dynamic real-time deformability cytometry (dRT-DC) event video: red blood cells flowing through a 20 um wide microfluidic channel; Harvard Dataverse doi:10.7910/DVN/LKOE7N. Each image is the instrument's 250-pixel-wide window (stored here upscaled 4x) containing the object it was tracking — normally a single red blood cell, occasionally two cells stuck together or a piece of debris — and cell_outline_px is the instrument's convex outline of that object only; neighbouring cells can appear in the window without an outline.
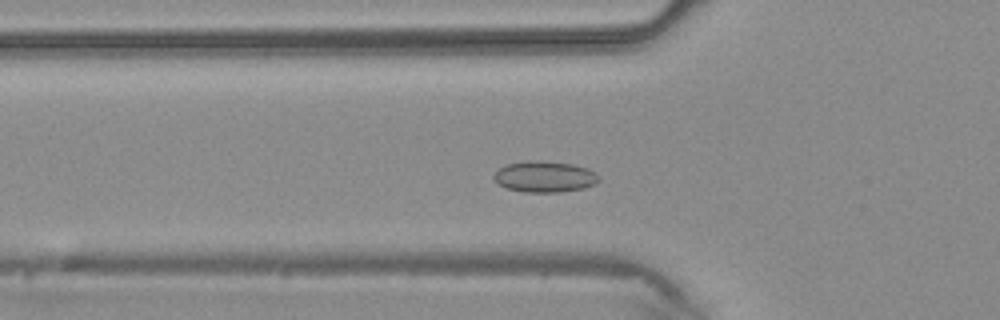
{"species": "common noctule bat (a hibernating species)", "species_latin": "Nyctalus noctula", "temperature_condition": "warm", "stored_images_in_passage": 39, "camera_frame_rate_fps": 3000, "um_per_image_px": 0.085, "animal": {"sex": "male", "body_mass_g": 20.4}, "frame": {"image": 1, "passage_image": 11, "time_ms": 3.333, "image_size_px": [1000, 320], "cell_outline_px": [[600, 180], [596, 184], [584, 188], [560, 192], [524, 192], [508, 188], [500, 184], [492, 176], [504, 164], [528, 160], [540, 160], [572, 164], [588, 168], [596, 172], [600, 176]], "centroid_in_image_um": [46.34, 15.01], "position_along_channel_um": 79.5, "area_um2": 19.19}}
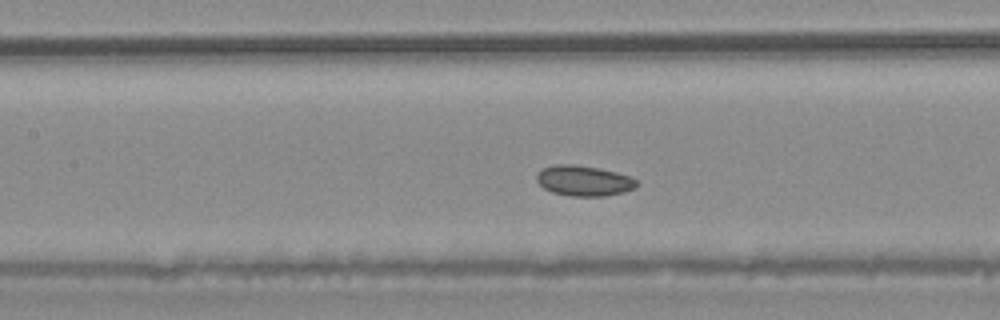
{"frame": {"image": 2, "passage_image": 16, "time_ms": 5.0, "image_size_px": [1000, 320], "cell_outline_px": [[636, 188], [624, 192], [604, 196], [572, 196], [552, 192], [544, 188], [536, 180], [536, 176], [544, 168], [556, 164], [576, 164], [600, 168], [616, 172], [628, 176], [636, 180]], "centroid_in_image_um": [49.63, 15.36], "position_along_channel_um": 157.8, "area_um2": 17.63}}
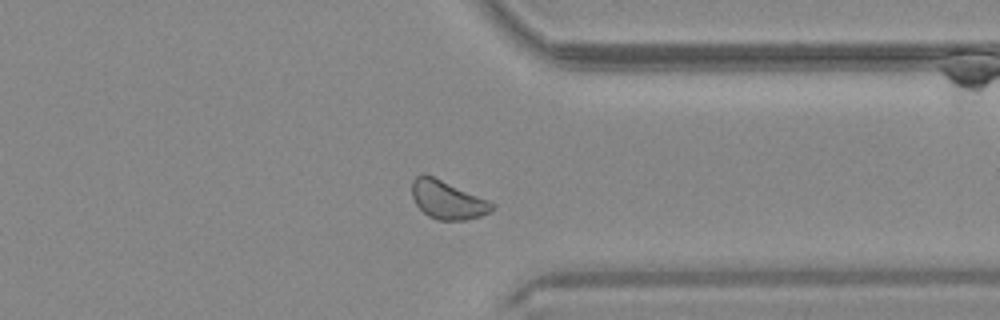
{"frame": {"image": 3, "passage_image": 30, "time_ms": 9.667, "image_size_px": [1000, 320], "cell_outline_px": [[496, 208], [492, 212], [480, 216], [464, 220], [436, 220], [428, 216], [416, 204], [412, 196], [412, 180], [416, 176], [424, 172], [488, 200], [496, 204]], "centroid_in_image_um": [38.04, 16.98], "position_along_channel_um": 373.4, "area_um2": 18.03}}